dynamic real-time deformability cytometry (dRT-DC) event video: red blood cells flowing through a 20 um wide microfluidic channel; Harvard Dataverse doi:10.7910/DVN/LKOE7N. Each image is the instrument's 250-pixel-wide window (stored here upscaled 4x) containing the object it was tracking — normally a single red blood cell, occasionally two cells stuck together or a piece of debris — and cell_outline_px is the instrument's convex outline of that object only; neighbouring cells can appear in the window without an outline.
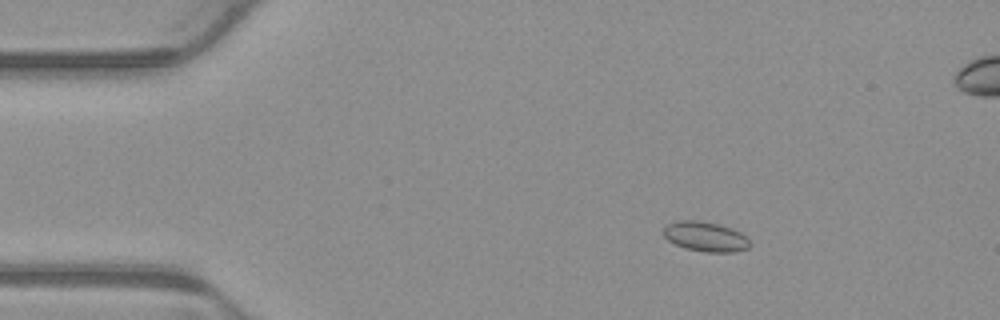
{"species": "common noctule bat (a hibernating species)", "species_latin": "Nyctalus noctula", "temperature_condition": "warm", "stored_images_in_passage": 6, "camera_frame_rate_fps": 3000, "um_per_image_px": 0.085, "animal": {"sex": "male", "body_mass_g": 23.1, "forearm_length_mm": 52.7}, "frame": {"image": 1, "passage_image": 3, "time_ms": 0.667, "image_size_px": [1000, 320], "cell_outline_px": [[752, 244], [748, 248], [732, 252], [704, 252], [688, 248], [676, 244], [668, 240], [664, 236], [664, 224], [676, 220], [696, 220], [716, 224], [732, 228], [740, 232]], "centroid_in_image_um": [59.94, 20.1], "position_along_channel_um": 25.1, "area_um2": 14.91}}